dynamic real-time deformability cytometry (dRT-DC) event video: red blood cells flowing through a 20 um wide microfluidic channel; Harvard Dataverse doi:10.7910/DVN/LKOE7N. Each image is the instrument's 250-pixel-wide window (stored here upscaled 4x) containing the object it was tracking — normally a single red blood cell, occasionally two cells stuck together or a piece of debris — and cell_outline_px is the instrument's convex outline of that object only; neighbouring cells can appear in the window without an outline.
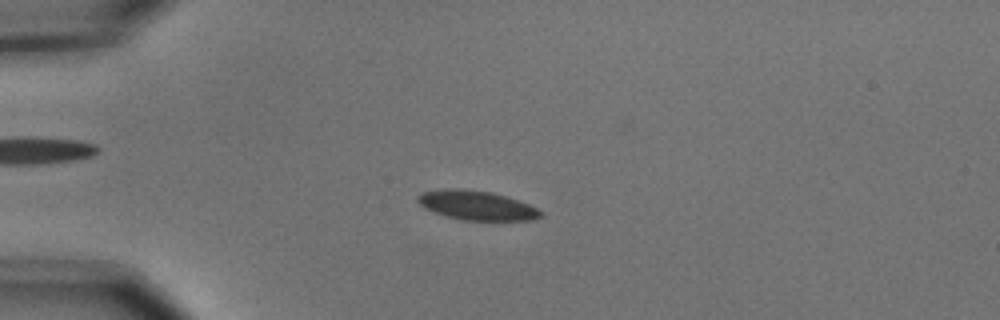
{"species": "common noctule bat (a hibernating species)", "species_latin": "Nyctalus noctula", "temperature_condition": "cold", "stored_images_in_passage": 56, "camera_frame_rate_fps": 3000, "um_per_image_px": 0.085, "animal": {"sex": "male", "body_mass_g": 15.6}, "frame": {"image": 1, "passage_image": 14, "time_ms": 4.333, "image_size_px": [1000, 320], "cell_outline_px": [[544, 212], [540, 216], [532, 220], [460, 220], [432, 212], [424, 208], [416, 200], [416, 196], [424, 192], [444, 188], [464, 188], [492, 192], [528, 204]], "centroid_in_image_um": [40.46, 17.45], "position_along_channel_um": 44.5, "area_um2": 21.04}}
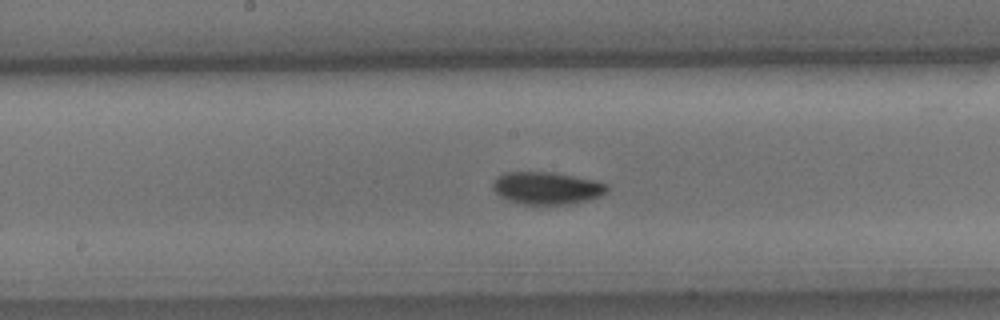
{"frame": {"image": 2, "passage_image": 29, "time_ms": 9.333, "image_size_px": [1000, 320], "cell_outline_px": [[608, 188], [600, 196], [572, 204], [520, 204], [508, 200], [500, 196], [492, 188], [492, 184], [496, 176], [504, 172], [552, 172], [596, 180], [608, 184]], "centroid_in_image_um": [46.45, 15.98], "position_along_channel_um": 201.8, "area_um2": 21.62}}
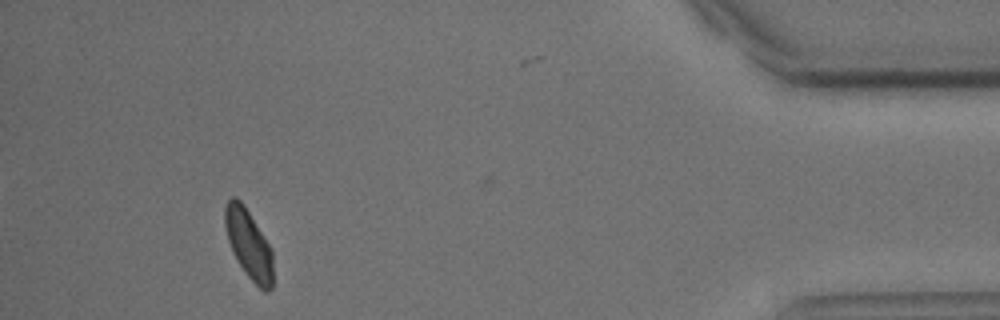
{"frame": {"image": 3, "passage_image": 51, "time_ms": 16.667, "image_size_px": [1000, 320], "cell_outline_px": [[272, 288], [268, 292], [264, 292], [248, 276], [232, 252], [228, 240], [224, 224], [224, 208], [228, 200], [232, 196], [236, 196], [244, 204], [272, 248]], "centroid_in_image_um": [21.13, 20.71], "position_along_channel_um": 414.1, "area_um2": 19.42}, "authors_computed_cell_mechanics": {"area_um2": 20.2589, "velocity_mm_per_s": 3.6593, "shape_relaxation_time_tau1_ms": 2.0787, "shape_relaxation_time_tau2_ms": null, "deformation_change_tau1": 0.0797, "deformation_change_tau2": null}}